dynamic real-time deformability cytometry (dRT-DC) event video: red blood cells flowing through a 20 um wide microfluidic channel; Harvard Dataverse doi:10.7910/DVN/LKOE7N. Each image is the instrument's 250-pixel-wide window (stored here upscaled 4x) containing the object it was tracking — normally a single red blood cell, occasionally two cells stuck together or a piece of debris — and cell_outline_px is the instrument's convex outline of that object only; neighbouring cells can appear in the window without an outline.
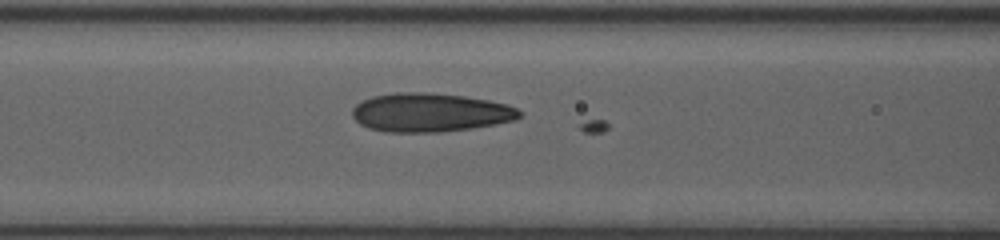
{"species": "human", "species_latin": "Homo sapiens", "temperature_condition": "room temperature", "stored_images_in_passage": 9, "camera_frame_rate_fps": 3000, "um_per_image_px": 0.085, "donor": {"sex": "female"}, "frame": {"image": 1, "passage_image": 8, "time_ms": 5.0, "image_size_px": [1000, 240], "cell_outline_px": [[524, 116], [516, 120], [496, 124], [472, 128], [440, 132], [388, 132], [368, 128], [360, 124], [352, 116], [352, 108], [356, 104], [372, 96], [392, 92], [432, 92], [464, 96], [488, 100], [508, 104], [524, 112]], "centroid_in_image_um": [36.6, 9.55], "position_along_channel_um": 130.0, "area_um2": 38.21}}